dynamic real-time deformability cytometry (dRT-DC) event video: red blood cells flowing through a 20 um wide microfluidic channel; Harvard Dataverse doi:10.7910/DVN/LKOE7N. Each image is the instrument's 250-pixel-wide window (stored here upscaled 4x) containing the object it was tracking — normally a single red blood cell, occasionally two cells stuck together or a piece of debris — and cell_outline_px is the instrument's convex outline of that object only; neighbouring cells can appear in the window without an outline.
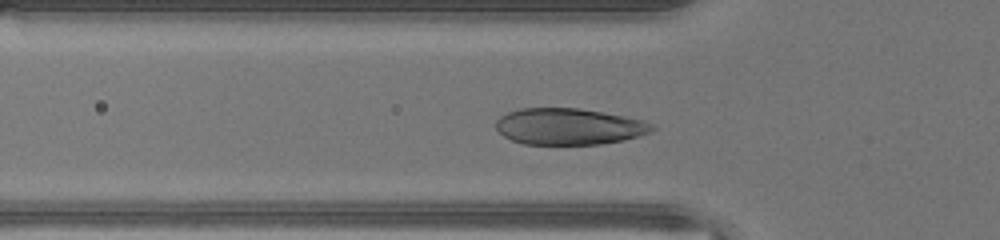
{"species": "human", "species_latin": "Homo sapiens", "temperature_condition": "warm", "stored_images_in_passage": 18, "camera_frame_rate_fps": 3000, "um_per_image_px": 0.085, "donor": {"sex": "male"}, "frame": {"image": 1, "passage_image": 10, "time_ms": 3.0, "image_size_px": [1000, 240], "cell_outline_px": [[656, 128], [652, 132], [640, 136], [624, 140], [600, 144], [524, 144], [512, 140], [504, 136], [496, 128], [496, 120], [500, 116], [508, 112], [520, 108], [576, 108], [624, 116], [644, 120], [652, 124]], "centroid_in_image_um": [48.37, 10.75], "position_along_channel_um": 77.4, "area_um2": 33.12}}
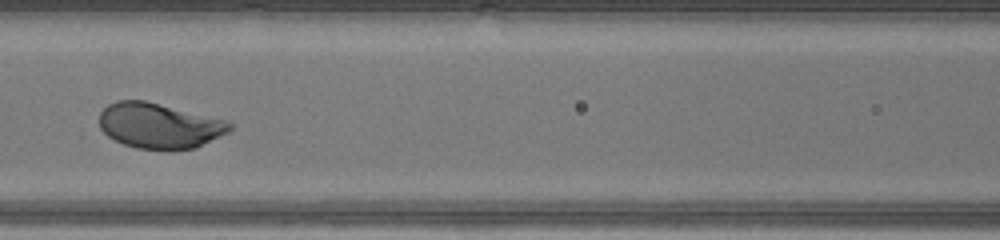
{"frame": {"image": 2, "passage_image": 15, "time_ms": 4.667, "image_size_px": [1000, 240], "cell_outline_px": [[232, 128], [228, 132], [196, 148], [172, 152], [168, 152], [136, 148], [124, 144], [108, 136], [100, 128], [100, 112], [108, 104], [116, 100], [144, 100], [228, 120], [232, 124]], "centroid_in_image_um": [13.56, 10.71], "position_along_channel_um": 153.0, "area_um2": 35.03}}
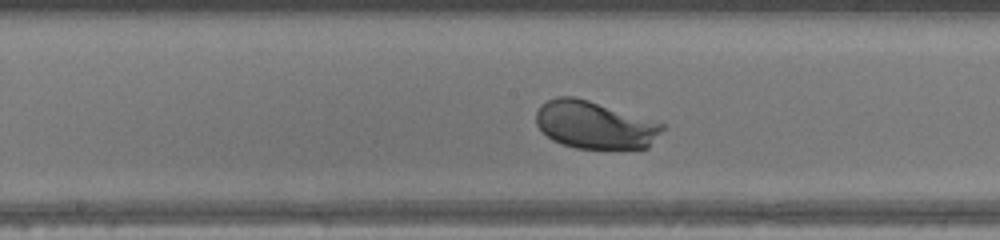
{"frame": {"image": 3, "passage_image": 18, "time_ms": 5.667, "image_size_px": [1000, 240], "cell_outline_px": [[664, 128], [648, 148], [576, 148], [560, 144], [552, 140], [536, 124], [536, 112], [540, 104], [556, 96], [572, 96], [588, 100], [664, 124]], "centroid_in_image_um": [50.51, 10.62], "position_along_channel_um": 197.7, "area_um2": 34.68}}